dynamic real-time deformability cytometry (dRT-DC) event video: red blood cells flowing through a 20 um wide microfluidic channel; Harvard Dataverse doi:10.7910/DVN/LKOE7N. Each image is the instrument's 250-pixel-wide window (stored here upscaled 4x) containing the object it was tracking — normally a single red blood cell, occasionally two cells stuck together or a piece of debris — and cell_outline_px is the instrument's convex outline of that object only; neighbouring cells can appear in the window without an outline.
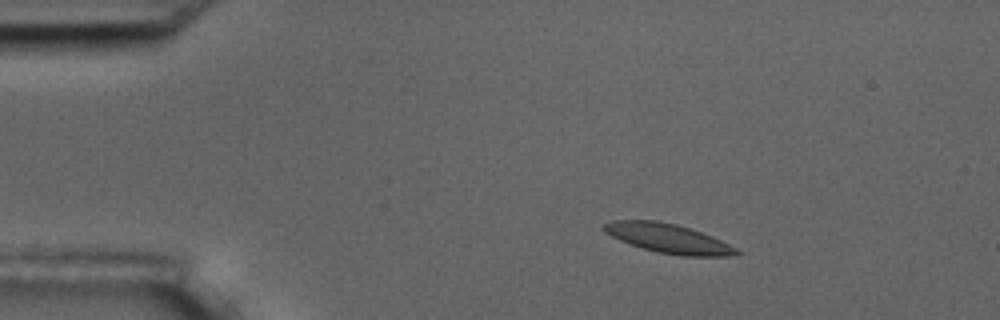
{"species": "common noctule bat (a hibernating species)", "species_latin": "Nyctalus noctula", "temperature_condition": "room temperature", "stored_images_in_passage": 5, "camera_frame_rate_fps": 3000, "um_per_image_px": 0.085, "animal": {"sex": "male", "body_mass_g": 17.5, "forearm_length_mm": 52.3}, "frame": {"image": 1, "passage_image": 2, "time_ms": 1.0, "image_size_px": [1000, 320], "cell_outline_px": [[740, 252], [736, 256], [680, 256], [656, 252], [620, 240], [604, 232], [600, 228], [604, 224], [612, 220], [656, 220], [676, 224], [712, 236], [736, 248]], "centroid_in_image_um": [56.78, 20.26], "position_along_channel_um": 28.2, "area_um2": 22.48}}